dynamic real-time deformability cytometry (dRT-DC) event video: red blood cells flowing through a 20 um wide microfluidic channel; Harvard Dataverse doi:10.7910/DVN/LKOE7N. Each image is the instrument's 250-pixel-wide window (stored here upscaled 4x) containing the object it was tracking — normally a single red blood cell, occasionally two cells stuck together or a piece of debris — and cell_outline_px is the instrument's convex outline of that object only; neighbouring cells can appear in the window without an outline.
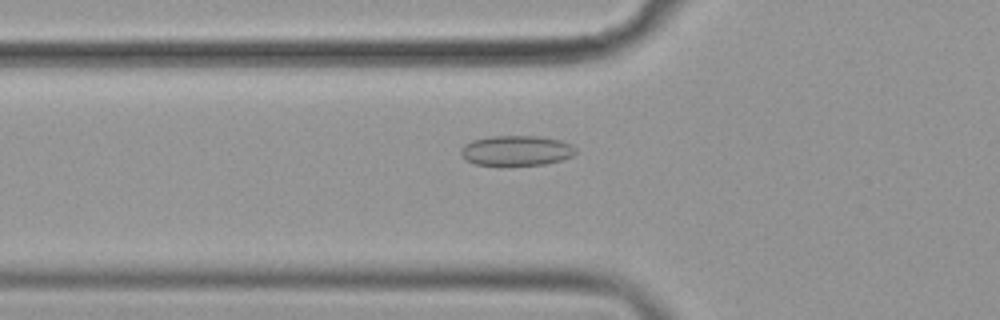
{"species": "common noctule bat (a hibernating species)", "species_latin": "Nyctalus noctula", "temperature_condition": "cold", "stored_images_in_passage": 56, "camera_frame_rate_fps": 3000, "um_per_image_px": 0.085, "animal": {"sex": "female", "body_mass_g": 19.9}, "frame": {"image": 1, "passage_image": 20, "time_ms": 6.333, "image_size_px": [1000, 320], "cell_outline_px": [[576, 152], [572, 156], [560, 160], [544, 164], [500, 168], [476, 164], [464, 160], [460, 152], [460, 148], [464, 144], [472, 140], [492, 136], [536, 136], [560, 140], [572, 144], [576, 148]], "centroid_in_image_um": [43.84, 12.84], "position_along_channel_um": 82.0, "area_um2": 20.92}}
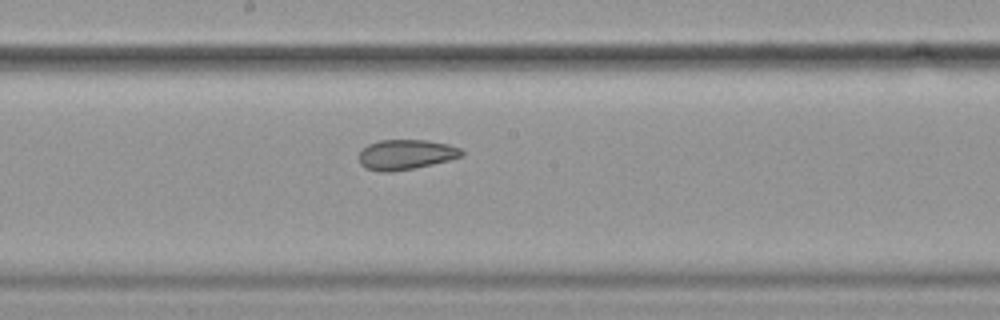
{"frame": {"image": 2, "passage_image": 31, "time_ms": 10.0, "image_size_px": [1000, 320], "cell_outline_px": [[464, 156], [432, 164], [392, 172], [380, 172], [364, 168], [360, 164], [360, 152], [368, 144], [380, 140], [424, 140], [448, 144], [460, 148], [464, 152]], "centroid_in_image_um": [34.49, 13.14], "position_along_channel_um": 213.7, "area_um2": 17.92}}
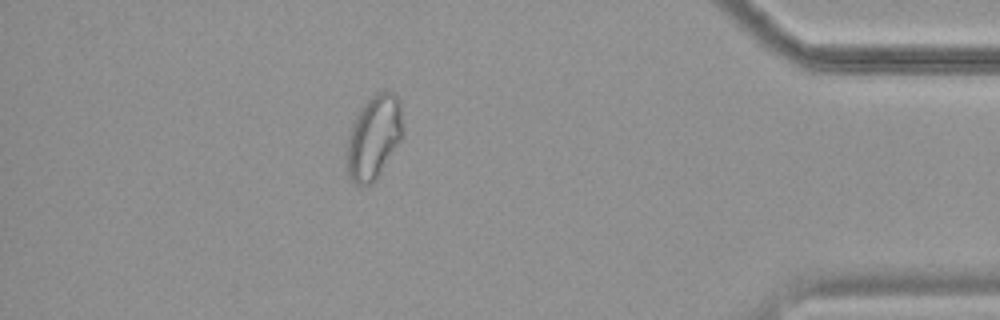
{"frame": {"image": 3, "passage_image": 50, "time_ms": 16.333, "image_size_px": [1000, 320], "cell_outline_px": [[404, 132], [400, 140], [376, 180], [372, 184], [356, 184], [352, 180], [348, 172], [344, 160], [344, 156], [348, 136], [352, 124], [360, 108], [376, 92], [392, 92], [400, 100]], "centroid_in_image_um": [31.76, 11.67], "position_along_channel_um": 403.4, "area_um2": 27.57}, "authors_computed_cell_mechanics": {"area_um2": 22.3975, "velocity_mm_per_s": 3.5907, "shape_relaxation_time_tau1_ms": null, "shape_relaxation_time_tau2_ms": 1.5981, "deformation_change_tau1": null, "deformation_change_tau2": 0.0694}}